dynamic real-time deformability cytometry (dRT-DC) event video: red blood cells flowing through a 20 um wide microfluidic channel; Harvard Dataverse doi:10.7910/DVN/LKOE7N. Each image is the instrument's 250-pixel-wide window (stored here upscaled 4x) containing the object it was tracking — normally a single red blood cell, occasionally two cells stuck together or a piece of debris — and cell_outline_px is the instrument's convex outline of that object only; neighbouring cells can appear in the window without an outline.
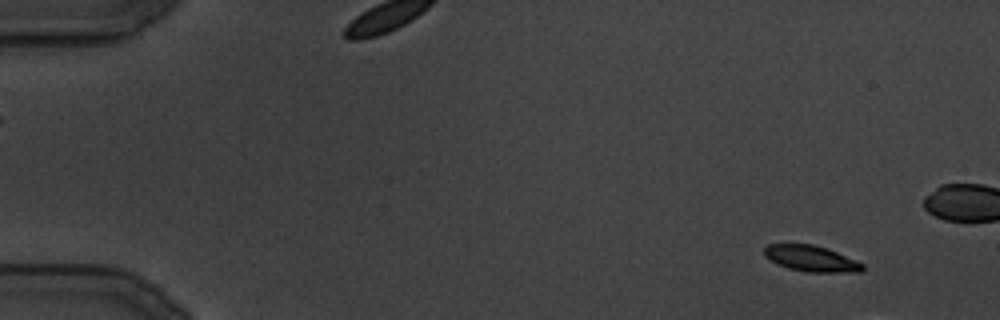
{"species": "common noctule bat (a hibernating species)", "species_latin": "Nyctalus noctula", "temperature_condition": "cold", "stored_images_in_passage": 25, "camera_frame_rate_fps": 3000, "um_per_image_px": 0.085, "animal": {"sex": "male", "body_mass_g": 19.5, "forearm_length_mm": 54.6}, "frame": {"image": 1, "passage_image": 4, "time_ms": 1.0, "image_size_px": [1000, 320], "cell_outline_px": [[864, 268], [860, 272], [808, 272], [788, 268], [764, 256], [764, 248], [768, 244], [812, 244], [836, 252], [856, 260], [864, 264]], "centroid_in_image_um": [68.96, 21.98], "position_along_channel_um": 16.0, "area_um2": 14.62}}